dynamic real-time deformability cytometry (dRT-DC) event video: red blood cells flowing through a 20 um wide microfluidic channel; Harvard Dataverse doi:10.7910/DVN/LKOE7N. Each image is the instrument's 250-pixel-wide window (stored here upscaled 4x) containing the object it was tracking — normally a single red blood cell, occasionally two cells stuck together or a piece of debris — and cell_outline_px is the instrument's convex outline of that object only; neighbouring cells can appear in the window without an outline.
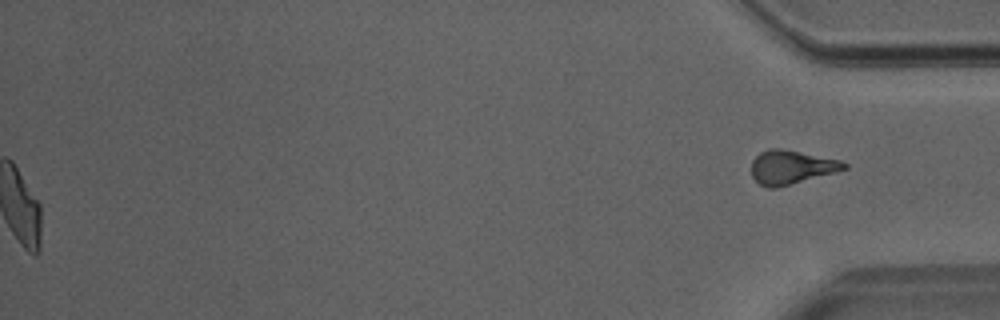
{"species": "Egyptian fruit bat (a non-hibernating species)", "species_latin": "Rousettus aegyptiacus", "temperature_condition": "room temperature", "stored_images_in_passage": 50, "segment_of_instrument_passage": [2, 2], "camera_frame_rate_fps": 3000, "um_per_image_px": 0.085, "animal": {"sex": "male"}, "frame": {"image": 1, "passage_image": 50, "time_ms": 16.333, "image_size_px": [1000, 320], "cell_outline_px": [[848, 168], [836, 172], [776, 188], [768, 188], [760, 184], [752, 176], [752, 160], [760, 152], [768, 148], [780, 148], [840, 160], [848, 164]], "centroid_in_image_um": [67.25, 14.21], "position_along_channel_um": 367.9, "area_um2": 18.15}}